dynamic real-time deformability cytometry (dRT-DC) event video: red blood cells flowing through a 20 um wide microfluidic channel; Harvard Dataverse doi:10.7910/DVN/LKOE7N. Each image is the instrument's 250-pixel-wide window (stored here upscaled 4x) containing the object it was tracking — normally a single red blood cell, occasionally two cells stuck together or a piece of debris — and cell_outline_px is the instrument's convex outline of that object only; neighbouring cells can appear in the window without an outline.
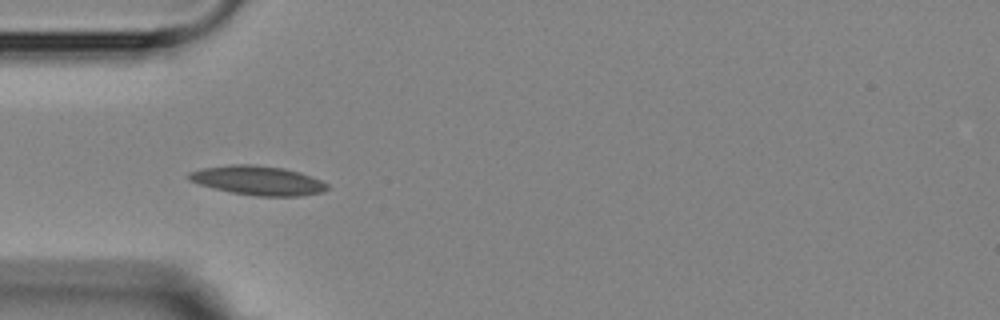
{"species": "Egyptian fruit bat (a non-hibernating species)", "species_latin": "Rousettus aegyptiacus", "temperature_condition": "room temperature", "stored_images_in_passage": 5, "camera_frame_rate_fps": 3000, "um_per_image_px": 0.085, "animal": {"sex": "female"}, "frame": {"image": 1, "passage_image": 4, "time_ms": 5.0, "image_size_px": [1000, 320], "cell_outline_px": [[328, 188], [324, 192], [300, 196], [256, 196], [232, 192], [212, 188], [188, 180], [184, 176], [188, 172], [204, 168], [232, 164], [252, 164], [284, 168], [320, 180], [328, 184]], "centroid_in_image_um": [21.87, 15.34], "position_along_channel_um": 63.1, "area_um2": 23.47}}
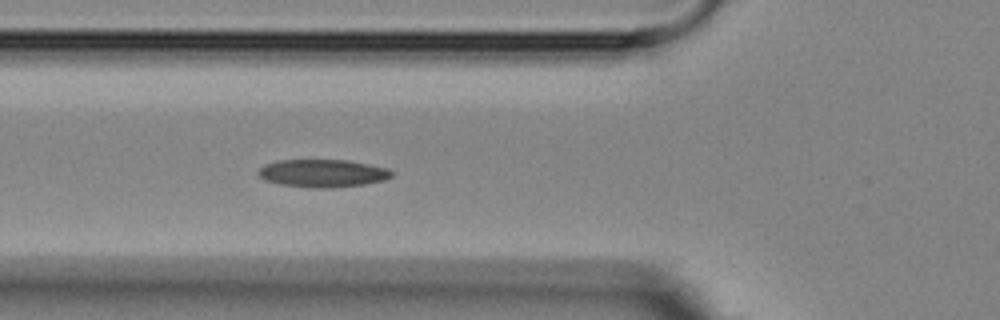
{"frame": {"image": 2, "passage_image": 5, "time_ms": 6.0, "image_size_px": [1000, 320], "cell_outline_px": [[392, 176], [384, 180], [364, 184], [332, 188], [312, 188], [280, 184], [264, 180], [256, 172], [264, 164], [276, 160], [348, 160], [388, 168], [392, 172]], "centroid_in_image_um": [27.4, 14.72], "position_along_channel_um": 98.4, "area_um2": 21.68}}